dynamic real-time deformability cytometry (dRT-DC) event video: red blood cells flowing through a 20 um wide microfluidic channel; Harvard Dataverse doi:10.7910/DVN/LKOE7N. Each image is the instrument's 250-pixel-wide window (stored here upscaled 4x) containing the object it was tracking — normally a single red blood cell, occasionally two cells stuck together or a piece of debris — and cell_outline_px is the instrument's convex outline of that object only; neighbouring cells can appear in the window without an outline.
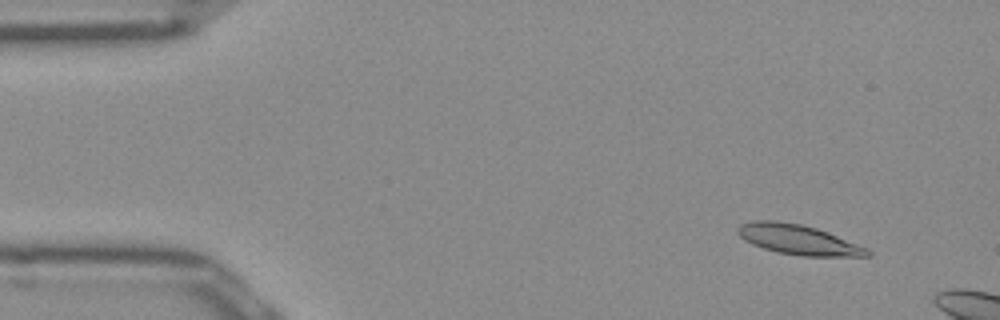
{"species": "Egyptian fruit bat (a non-hibernating species)", "species_latin": "Rousettus aegyptiacus", "temperature_condition": "room temperature", "stored_images_in_passage": 10, "camera_frame_rate_fps": 3000, "um_per_image_px": 0.085, "frame": {"image": 1, "passage_image": 5, "time_ms": 1.333, "image_size_px": [1000, 320], "cell_outline_px": [[872, 256], [800, 256], [776, 252], [752, 244], [744, 240], [736, 232], [736, 228], [740, 224], [752, 220], [776, 220], [800, 224], [816, 228], [828, 232], [868, 248], [872, 252]], "centroid_in_image_um": [67.83, 20.36], "position_along_channel_um": 17.2, "area_um2": 22.77}}